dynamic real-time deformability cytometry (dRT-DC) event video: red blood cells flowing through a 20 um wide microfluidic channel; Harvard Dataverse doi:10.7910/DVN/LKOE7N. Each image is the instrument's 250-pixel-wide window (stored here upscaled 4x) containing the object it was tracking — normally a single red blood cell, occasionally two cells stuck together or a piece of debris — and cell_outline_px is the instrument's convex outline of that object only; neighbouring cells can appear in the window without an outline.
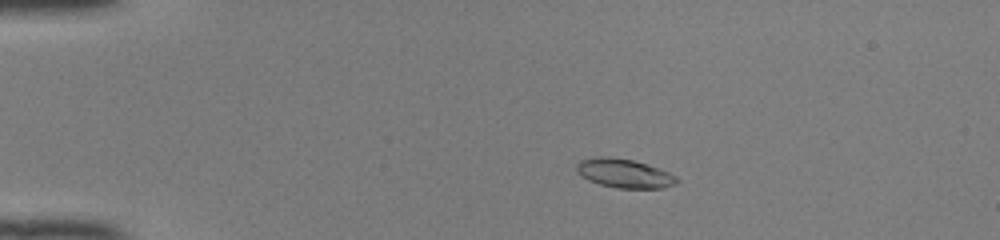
{"species": "common noctule bat (a hibernating species)", "species_latin": "Nyctalus noctula", "temperature_condition": "room temperature", "stored_images_in_passage": 50, "camera_frame_rate_fps": 3000, "um_per_image_px": 0.085, "animal": {"sex": "female", "body_mass_g": 22.0, "forearm_length_mm": 56.7}, "frame": {"image": 1, "passage_image": 10, "time_ms": 3.0, "image_size_px": [1000, 240], "cell_outline_px": [[680, 180], [676, 184], [664, 188], [616, 188], [600, 184], [588, 180], [576, 168], [576, 164], [580, 160], [600, 156], [608, 156], [632, 160], [668, 172], [676, 176]], "centroid_in_image_um": [53.08, 14.74], "position_along_channel_um": 31.9, "area_um2": 16.65}}
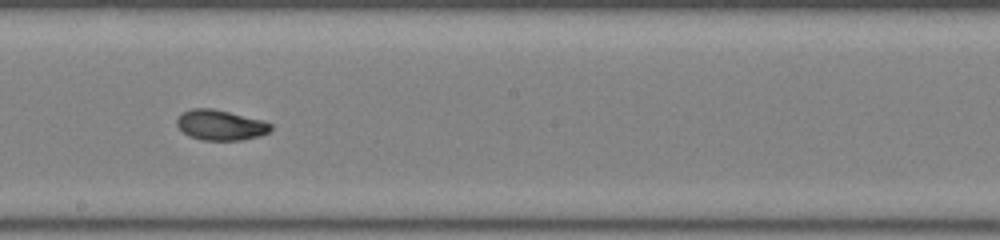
{"frame": {"image": 2, "passage_image": 29, "time_ms": 9.333, "image_size_px": [1000, 240], "cell_outline_px": [[272, 128], [268, 132], [260, 136], [240, 140], [200, 140], [188, 136], [176, 124], [176, 120], [180, 112], [192, 108], [212, 108], [264, 120], [272, 124]], "centroid_in_image_um": [18.73, 10.62], "position_along_channel_um": 229.5, "area_um2": 16.76}}
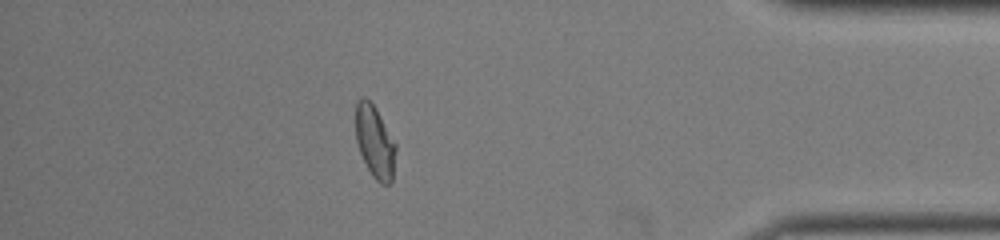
{"frame": {"image": 3, "passage_image": 44, "time_ms": 14.333, "image_size_px": [1000, 240], "cell_outline_px": [[396, 148], [392, 180], [388, 184], [380, 184], [372, 176], [360, 152], [356, 140], [356, 100], [360, 96], [364, 96], [376, 108], [396, 144]], "centroid_in_image_um": [31.85, 12.03], "position_along_channel_um": 403.3, "area_um2": 16.82}, "authors_computed_cell_mechanics": {"area_um2": 16.9643, "velocity_mm_per_s": 4.1317, "shape_relaxation_time_tau1_ms": 4.4816, "shape_relaxation_time_tau2_ms": 1.1007, "deformation_change_tau1": 0.171, "deformation_change_tau2": 0.0502}}